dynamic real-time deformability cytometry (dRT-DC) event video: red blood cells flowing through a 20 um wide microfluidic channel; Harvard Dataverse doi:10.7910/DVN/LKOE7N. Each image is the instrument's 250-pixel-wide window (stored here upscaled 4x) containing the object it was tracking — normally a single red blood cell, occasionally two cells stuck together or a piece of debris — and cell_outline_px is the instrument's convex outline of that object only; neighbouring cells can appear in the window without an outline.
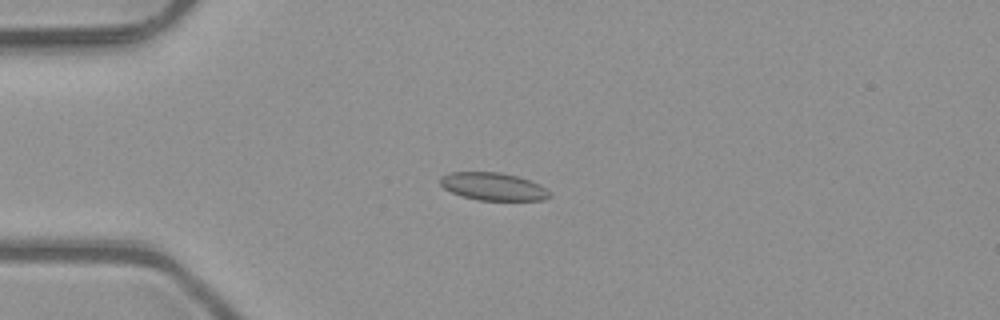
{"species": "common noctule bat (a hibernating species)", "species_latin": "Nyctalus noctula", "temperature_condition": "room temperature", "stored_images_in_passage": 6, "camera_frame_rate_fps": 3000, "um_per_image_px": 0.085, "animal": {"sex": "male", "body_mass_g": 23.1, "forearm_length_mm": 52.7}, "frame": {"image": 1, "passage_image": 3, "time_ms": 0.667, "image_size_px": [1000, 320], "cell_outline_px": [[552, 196], [544, 200], [476, 200], [452, 192], [444, 188], [440, 184], [440, 176], [448, 172], [500, 172], [516, 176], [540, 184], [552, 192]], "centroid_in_image_um": [41.94, 15.85], "position_along_channel_um": 43.1, "area_um2": 17.74}}
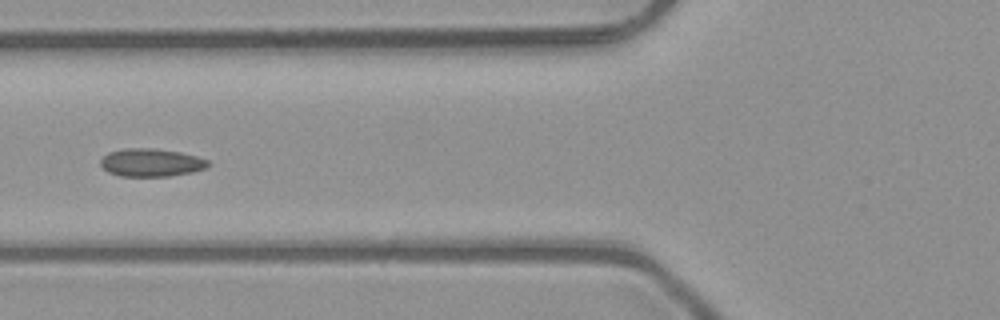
{"frame": {"image": 2, "passage_image": 5, "time_ms": 1.333, "image_size_px": [1000, 320], "cell_outline_px": [[212, 164], [204, 168], [192, 172], [168, 176], [120, 176], [108, 172], [100, 164], [100, 160], [108, 152], [124, 148], [152, 148], [180, 152], [196, 156], [208, 160]], "centroid_in_image_um": [12.84, 13.81], "position_along_channel_um": 113.0, "area_um2": 17.51}}
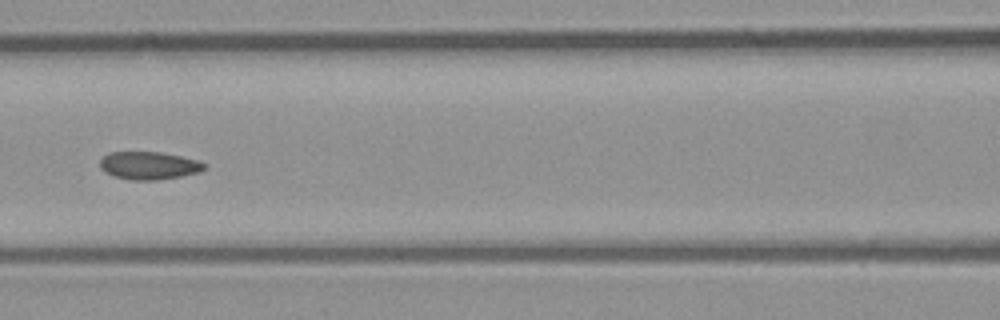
{"frame": {"image": 3, "passage_image": 6, "time_ms": 1.667, "image_size_px": [1000, 320], "cell_outline_px": [[208, 168], [200, 172], [180, 176], [156, 180], [128, 180], [112, 176], [104, 172], [100, 168], [100, 160], [108, 152], [160, 152], [180, 156], [196, 160], [208, 164]], "centroid_in_image_um": [12.65, 14.08], "position_along_channel_um": 153.9, "area_um2": 17.11}}